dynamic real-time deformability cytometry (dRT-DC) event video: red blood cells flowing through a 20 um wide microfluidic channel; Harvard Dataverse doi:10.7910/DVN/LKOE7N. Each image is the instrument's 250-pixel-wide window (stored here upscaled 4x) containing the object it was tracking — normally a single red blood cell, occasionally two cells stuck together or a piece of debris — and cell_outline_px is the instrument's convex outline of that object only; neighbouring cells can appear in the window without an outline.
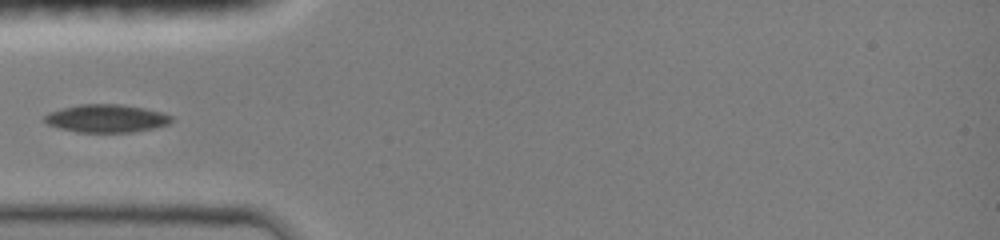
{"species": "common noctule bat (a hibernating species)", "species_latin": "Nyctalus noctula", "temperature_condition": "room temperature", "stored_images_in_passage": 4, "camera_frame_rate_fps": 3000, "um_per_image_px": 0.085, "animal": {"sex": "female", "body_mass_g": 19.0, "forearm_length_mm": 51.5}, "frame": {"image": 1, "passage_image": 1, "time_ms": 0.0, "image_size_px": [1000, 240], "cell_outline_px": [[172, 120], [168, 124], [152, 128], [132, 132], [76, 132], [60, 128], [48, 124], [44, 120], [44, 116], [48, 112], [80, 104], [120, 104], [144, 108], [160, 112], [172, 116]], "centroid_in_image_um": [9.03, 10.06], "position_along_channel_um": 76.0, "area_um2": 20.46}}